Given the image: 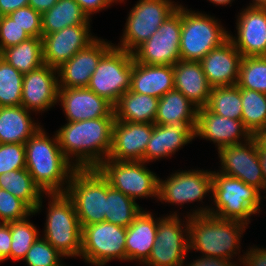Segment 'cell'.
<instances>
[{
	"label": "cell",
	"mask_w": 266,
	"mask_h": 266,
	"mask_svg": "<svg viewBox=\"0 0 266 266\" xmlns=\"http://www.w3.org/2000/svg\"><path fill=\"white\" fill-rule=\"evenodd\" d=\"M180 56L182 60L200 61L229 37L218 18L193 11L181 3Z\"/></svg>",
	"instance_id": "cell-6"
},
{
	"label": "cell",
	"mask_w": 266,
	"mask_h": 266,
	"mask_svg": "<svg viewBox=\"0 0 266 266\" xmlns=\"http://www.w3.org/2000/svg\"><path fill=\"white\" fill-rule=\"evenodd\" d=\"M237 86L266 94V56L242 57Z\"/></svg>",
	"instance_id": "cell-38"
},
{
	"label": "cell",
	"mask_w": 266,
	"mask_h": 266,
	"mask_svg": "<svg viewBox=\"0 0 266 266\" xmlns=\"http://www.w3.org/2000/svg\"><path fill=\"white\" fill-rule=\"evenodd\" d=\"M131 91L161 98L174 90V72L172 65H148L133 62Z\"/></svg>",
	"instance_id": "cell-27"
},
{
	"label": "cell",
	"mask_w": 266,
	"mask_h": 266,
	"mask_svg": "<svg viewBox=\"0 0 266 266\" xmlns=\"http://www.w3.org/2000/svg\"><path fill=\"white\" fill-rule=\"evenodd\" d=\"M126 228L108 222L82 227L80 258L93 266H105L111 260L126 261Z\"/></svg>",
	"instance_id": "cell-12"
},
{
	"label": "cell",
	"mask_w": 266,
	"mask_h": 266,
	"mask_svg": "<svg viewBox=\"0 0 266 266\" xmlns=\"http://www.w3.org/2000/svg\"><path fill=\"white\" fill-rule=\"evenodd\" d=\"M195 128L196 122L154 124L152 135L144 153V162L149 164V162L172 157L183 146L192 143L195 139Z\"/></svg>",
	"instance_id": "cell-23"
},
{
	"label": "cell",
	"mask_w": 266,
	"mask_h": 266,
	"mask_svg": "<svg viewBox=\"0 0 266 266\" xmlns=\"http://www.w3.org/2000/svg\"><path fill=\"white\" fill-rule=\"evenodd\" d=\"M209 193L212 194V170H178L165 180L159 177L157 200L161 203L178 207L198 201L204 203Z\"/></svg>",
	"instance_id": "cell-14"
},
{
	"label": "cell",
	"mask_w": 266,
	"mask_h": 266,
	"mask_svg": "<svg viewBox=\"0 0 266 266\" xmlns=\"http://www.w3.org/2000/svg\"><path fill=\"white\" fill-rule=\"evenodd\" d=\"M172 0H138L127 15L120 42L115 47L133 53L178 8Z\"/></svg>",
	"instance_id": "cell-8"
},
{
	"label": "cell",
	"mask_w": 266,
	"mask_h": 266,
	"mask_svg": "<svg viewBox=\"0 0 266 266\" xmlns=\"http://www.w3.org/2000/svg\"><path fill=\"white\" fill-rule=\"evenodd\" d=\"M206 107L217 115L242 120L241 88L237 85L212 88Z\"/></svg>",
	"instance_id": "cell-35"
},
{
	"label": "cell",
	"mask_w": 266,
	"mask_h": 266,
	"mask_svg": "<svg viewBox=\"0 0 266 266\" xmlns=\"http://www.w3.org/2000/svg\"><path fill=\"white\" fill-rule=\"evenodd\" d=\"M64 256L45 238L38 237L23 259L28 266H63Z\"/></svg>",
	"instance_id": "cell-40"
},
{
	"label": "cell",
	"mask_w": 266,
	"mask_h": 266,
	"mask_svg": "<svg viewBox=\"0 0 266 266\" xmlns=\"http://www.w3.org/2000/svg\"><path fill=\"white\" fill-rule=\"evenodd\" d=\"M32 212L22 200L0 188V223L24 219Z\"/></svg>",
	"instance_id": "cell-41"
},
{
	"label": "cell",
	"mask_w": 266,
	"mask_h": 266,
	"mask_svg": "<svg viewBox=\"0 0 266 266\" xmlns=\"http://www.w3.org/2000/svg\"><path fill=\"white\" fill-rule=\"evenodd\" d=\"M242 123L253 136L266 127V94L241 88Z\"/></svg>",
	"instance_id": "cell-36"
},
{
	"label": "cell",
	"mask_w": 266,
	"mask_h": 266,
	"mask_svg": "<svg viewBox=\"0 0 266 266\" xmlns=\"http://www.w3.org/2000/svg\"><path fill=\"white\" fill-rule=\"evenodd\" d=\"M49 197L44 223L45 238L64 257H80L82 227L72 199L66 193H45Z\"/></svg>",
	"instance_id": "cell-5"
},
{
	"label": "cell",
	"mask_w": 266,
	"mask_h": 266,
	"mask_svg": "<svg viewBox=\"0 0 266 266\" xmlns=\"http://www.w3.org/2000/svg\"><path fill=\"white\" fill-rule=\"evenodd\" d=\"M66 194L74 203L81 227L105 221L107 180L97 168L75 169Z\"/></svg>",
	"instance_id": "cell-7"
},
{
	"label": "cell",
	"mask_w": 266,
	"mask_h": 266,
	"mask_svg": "<svg viewBox=\"0 0 266 266\" xmlns=\"http://www.w3.org/2000/svg\"><path fill=\"white\" fill-rule=\"evenodd\" d=\"M92 20L74 0H58L49 10L41 13L42 34H51L65 27L91 24Z\"/></svg>",
	"instance_id": "cell-31"
},
{
	"label": "cell",
	"mask_w": 266,
	"mask_h": 266,
	"mask_svg": "<svg viewBox=\"0 0 266 266\" xmlns=\"http://www.w3.org/2000/svg\"><path fill=\"white\" fill-rule=\"evenodd\" d=\"M183 266H239L238 261L221 259L217 257L199 256Z\"/></svg>",
	"instance_id": "cell-47"
},
{
	"label": "cell",
	"mask_w": 266,
	"mask_h": 266,
	"mask_svg": "<svg viewBox=\"0 0 266 266\" xmlns=\"http://www.w3.org/2000/svg\"><path fill=\"white\" fill-rule=\"evenodd\" d=\"M0 57L22 74L31 72L44 64L42 39L30 37L16 46L3 49Z\"/></svg>",
	"instance_id": "cell-33"
},
{
	"label": "cell",
	"mask_w": 266,
	"mask_h": 266,
	"mask_svg": "<svg viewBox=\"0 0 266 266\" xmlns=\"http://www.w3.org/2000/svg\"><path fill=\"white\" fill-rule=\"evenodd\" d=\"M133 62V53L113 46L100 59L87 88L114 106L131 88Z\"/></svg>",
	"instance_id": "cell-10"
},
{
	"label": "cell",
	"mask_w": 266,
	"mask_h": 266,
	"mask_svg": "<svg viewBox=\"0 0 266 266\" xmlns=\"http://www.w3.org/2000/svg\"><path fill=\"white\" fill-rule=\"evenodd\" d=\"M142 209L135 200L112 188L107 181L105 222L128 228Z\"/></svg>",
	"instance_id": "cell-34"
},
{
	"label": "cell",
	"mask_w": 266,
	"mask_h": 266,
	"mask_svg": "<svg viewBox=\"0 0 266 266\" xmlns=\"http://www.w3.org/2000/svg\"><path fill=\"white\" fill-rule=\"evenodd\" d=\"M143 161L104 160L97 169L110 186L133 200L158 199L159 177Z\"/></svg>",
	"instance_id": "cell-9"
},
{
	"label": "cell",
	"mask_w": 266,
	"mask_h": 266,
	"mask_svg": "<svg viewBox=\"0 0 266 266\" xmlns=\"http://www.w3.org/2000/svg\"><path fill=\"white\" fill-rule=\"evenodd\" d=\"M23 76L0 57V107L21 105Z\"/></svg>",
	"instance_id": "cell-39"
},
{
	"label": "cell",
	"mask_w": 266,
	"mask_h": 266,
	"mask_svg": "<svg viewBox=\"0 0 266 266\" xmlns=\"http://www.w3.org/2000/svg\"><path fill=\"white\" fill-rule=\"evenodd\" d=\"M105 40L97 37L57 68L59 88H87L100 59L114 46Z\"/></svg>",
	"instance_id": "cell-18"
},
{
	"label": "cell",
	"mask_w": 266,
	"mask_h": 266,
	"mask_svg": "<svg viewBox=\"0 0 266 266\" xmlns=\"http://www.w3.org/2000/svg\"><path fill=\"white\" fill-rule=\"evenodd\" d=\"M35 214L32 212L24 219L9 222L11 232L10 258L13 261H22L36 239L41 236L38 228L29 221V217H33Z\"/></svg>",
	"instance_id": "cell-37"
},
{
	"label": "cell",
	"mask_w": 266,
	"mask_h": 266,
	"mask_svg": "<svg viewBox=\"0 0 266 266\" xmlns=\"http://www.w3.org/2000/svg\"><path fill=\"white\" fill-rule=\"evenodd\" d=\"M113 3H123L125 0H111Z\"/></svg>",
	"instance_id": "cell-54"
},
{
	"label": "cell",
	"mask_w": 266,
	"mask_h": 266,
	"mask_svg": "<svg viewBox=\"0 0 266 266\" xmlns=\"http://www.w3.org/2000/svg\"><path fill=\"white\" fill-rule=\"evenodd\" d=\"M8 16L16 21V23L23 28L30 37L41 38V13L35 11L31 6L19 8L8 14Z\"/></svg>",
	"instance_id": "cell-43"
},
{
	"label": "cell",
	"mask_w": 266,
	"mask_h": 266,
	"mask_svg": "<svg viewBox=\"0 0 266 266\" xmlns=\"http://www.w3.org/2000/svg\"><path fill=\"white\" fill-rule=\"evenodd\" d=\"M159 98L126 91L114 105V117L132 123H153L157 115Z\"/></svg>",
	"instance_id": "cell-29"
},
{
	"label": "cell",
	"mask_w": 266,
	"mask_h": 266,
	"mask_svg": "<svg viewBox=\"0 0 266 266\" xmlns=\"http://www.w3.org/2000/svg\"><path fill=\"white\" fill-rule=\"evenodd\" d=\"M212 4H216V5H222V6H226L227 4H229L231 6L232 2L235 0H207Z\"/></svg>",
	"instance_id": "cell-53"
},
{
	"label": "cell",
	"mask_w": 266,
	"mask_h": 266,
	"mask_svg": "<svg viewBox=\"0 0 266 266\" xmlns=\"http://www.w3.org/2000/svg\"><path fill=\"white\" fill-rule=\"evenodd\" d=\"M42 126L25 143L26 169L43 193H66L76 169L63 155L58 138Z\"/></svg>",
	"instance_id": "cell-2"
},
{
	"label": "cell",
	"mask_w": 266,
	"mask_h": 266,
	"mask_svg": "<svg viewBox=\"0 0 266 266\" xmlns=\"http://www.w3.org/2000/svg\"><path fill=\"white\" fill-rule=\"evenodd\" d=\"M58 0H29L28 6H31L35 11L43 13L51 9Z\"/></svg>",
	"instance_id": "cell-49"
},
{
	"label": "cell",
	"mask_w": 266,
	"mask_h": 266,
	"mask_svg": "<svg viewBox=\"0 0 266 266\" xmlns=\"http://www.w3.org/2000/svg\"><path fill=\"white\" fill-rule=\"evenodd\" d=\"M79 4L83 12L92 20L91 16L110 8L111 5H114L111 0H74Z\"/></svg>",
	"instance_id": "cell-45"
},
{
	"label": "cell",
	"mask_w": 266,
	"mask_h": 266,
	"mask_svg": "<svg viewBox=\"0 0 266 266\" xmlns=\"http://www.w3.org/2000/svg\"><path fill=\"white\" fill-rule=\"evenodd\" d=\"M248 226L242 222L222 219L215 215H195L188 217L189 251L200 256L217 257L233 261L243 258L241 237ZM239 258V259H238Z\"/></svg>",
	"instance_id": "cell-4"
},
{
	"label": "cell",
	"mask_w": 266,
	"mask_h": 266,
	"mask_svg": "<svg viewBox=\"0 0 266 266\" xmlns=\"http://www.w3.org/2000/svg\"><path fill=\"white\" fill-rule=\"evenodd\" d=\"M241 59L242 55L228 38L199 62L209 85L214 88L237 85Z\"/></svg>",
	"instance_id": "cell-24"
},
{
	"label": "cell",
	"mask_w": 266,
	"mask_h": 266,
	"mask_svg": "<svg viewBox=\"0 0 266 266\" xmlns=\"http://www.w3.org/2000/svg\"><path fill=\"white\" fill-rule=\"evenodd\" d=\"M22 105L0 107V143L25 144L42 126Z\"/></svg>",
	"instance_id": "cell-28"
},
{
	"label": "cell",
	"mask_w": 266,
	"mask_h": 266,
	"mask_svg": "<svg viewBox=\"0 0 266 266\" xmlns=\"http://www.w3.org/2000/svg\"><path fill=\"white\" fill-rule=\"evenodd\" d=\"M254 139L256 140L259 152L266 153V127L258 130L254 135Z\"/></svg>",
	"instance_id": "cell-50"
},
{
	"label": "cell",
	"mask_w": 266,
	"mask_h": 266,
	"mask_svg": "<svg viewBox=\"0 0 266 266\" xmlns=\"http://www.w3.org/2000/svg\"><path fill=\"white\" fill-rule=\"evenodd\" d=\"M198 107L177 90L168 91L159 98L154 124L197 122Z\"/></svg>",
	"instance_id": "cell-32"
},
{
	"label": "cell",
	"mask_w": 266,
	"mask_h": 266,
	"mask_svg": "<svg viewBox=\"0 0 266 266\" xmlns=\"http://www.w3.org/2000/svg\"><path fill=\"white\" fill-rule=\"evenodd\" d=\"M28 33L8 15L0 16V52L29 39Z\"/></svg>",
	"instance_id": "cell-44"
},
{
	"label": "cell",
	"mask_w": 266,
	"mask_h": 266,
	"mask_svg": "<svg viewBox=\"0 0 266 266\" xmlns=\"http://www.w3.org/2000/svg\"><path fill=\"white\" fill-rule=\"evenodd\" d=\"M59 103L68 122L114 117V106L88 88H59Z\"/></svg>",
	"instance_id": "cell-22"
},
{
	"label": "cell",
	"mask_w": 266,
	"mask_h": 266,
	"mask_svg": "<svg viewBox=\"0 0 266 266\" xmlns=\"http://www.w3.org/2000/svg\"><path fill=\"white\" fill-rule=\"evenodd\" d=\"M90 26L73 25L51 34H42L44 64L57 69L78 51L86 48L97 38L92 35Z\"/></svg>",
	"instance_id": "cell-16"
},
{
	"label": "cell",
	"mask_w": 266,
	"mask_h": 266,
	"mask_svg": "<svg viewBox=\"0 0 266 266\" xmlns=\"http://www.w3.org/2000/svg\"><path fill=\"white\" fill-rule=\"evenodd\" d=\"M174 89L181 92L198 108L208 104L212 87L199 61L180 59L173 65Z\"/></svg>",
	"instance_id": "cell-26"
},
{
	"label": "cell",
	"mask_w": 266,
	"mask_h": 266,
	"mask_svg": "<svg viewBox=\"0 0 266 266\" xmlns=\"http://www.w3.org/2000/svg\"><path fill=\"white\" fill-rule=\"evenodd\" d=\"M153 128V123H132L115 119L112 147L107 159L144 162V153Z\"/></svg>",
	"instance_id": "cell-21"
},
{
	"label": "cell",
	"mask_w": 266,
	"mask_h": 266,
	"mask_svg": "<svg viewBox=\"0 0 266 266\" xmlns=\"http://www.w3.org/2000/svg\"><path fill=\"white\" fill-rule=\"evenodd\" d=\"M259 160H260V165L264 177V182L266 185V153L265 152H259Z\"/></svg>",
	"instance_id": "cell-51"
},
{
	"label": "cell",
	"mask_w": 266,
	"mask_h": 266,
	"mask_svg": "<svg viewBox=\"0 0 266 266\" xmlns=\"http://www.w3.org/2000/svg\"><path fill=\"white\" fill-rule=\"evenodd\" d=\"M26 168L25 144L0 143V175Z\"/></svg>",
	"instance_id": "cell-42"
},
{
	"label": "cell",
	"mask_w": 266,
	"mask_h": 266,
	"mask_svg": "<svg viewBox=\"0 0 266 266\" xmlns=\"http://www.w3.org/2000/svg\"><path fill=\"white\" fill-rule=\"evenodd\" d=\"M243 10V11H242ZM236 16V32L229 39L242 57L266 56V7H248Z\"/></svg>",
	"instance_id": "cell-19"
},
{
	"label": "cell",
	"mask_w": 266,
	"mask_h": 266,
	"mask_svg": "<svg viewBox=\"0 0 266 266\" xmlns=\"http://www.w3.org/2000/svg\"><path fill=\"white\" fill-rule=\"evenodd\" d=\"M217 152L221 166L218 172L238 178L266 194L259 147L253 136L243 143L222 147Z\"/></svg>",
	"instance_id": "cell-15"
},
{
	"label": "cell",
	"mask_w": 266,
	"mask_h": 266,
	"mask_svg": "<svg viewBox=\"0 0 266 266\" xmlns=\"http://www.w3.org/2000/svg\"><path fill=\"white\" fill-rule=\"evenodd\" d=\"M167 213L158 220L156 241L143 266H183L189 252L188 217ZM183 221V222H182Z\"/></svg>",
	"instance_id": "cell-11"
},
{
	"label": "cell",
	"mask_w": 266,
	"mask_h": 266,
	"mask_svg": "<svg viewBox=\"0 0 266 266\" xmlns=\"http://www.w3.org/2000/svg\"><path fill=\"white\" fill-rule=\"evenodd\" d=\"M58 71L47 64L23 76L21 105L29 111L47 112L58 103Z\"/></svg>",
	"instance_id": "cell-17"
},
{
	"label": "cell",
	"mask_w": 266,
	"mask_h": 266,
	"mask_svg": "<svg viewBox=\"0 0 266 266\" xmlns=\"http://www.w3.org/2000/svg\"><path fill=\"white\" fill-rule=\"evenodd\" d=\"M252 3L247 5L248 7H266V0H251Z\"/></svg>",
	"instance_id": "cell-52"
},
{
	"label": "cell",
	"mask_w": 266,
	"mask_h": 266,
	"mask_svg": "<svg viewBox=\"0 0 266 266\" xmlns=\"http://www.w3.org/2000/svg\"><path fill=\"white\" fill-rule=\"evenodd\" d=\"M210 197L215 206L212 203L211 206H196L197 209L193 208L186 216L211 214L222 219L242 222L248 226L251 217L262 212L259 209L263 206L262 200L266 199L256 187L215 170L212 171Z\"/></svg>",
	"instance_id": "cell-3"
},
{
	"label": "cell",
	"mask_w": 266,
	"mask_h": 266,
	"mask_svg": "<svg viewBox=\"0 0 266 266\" xmlns=\"http://www.w3.org/2000/svg\"><path fill=\"white\" fill-rule=\"evenodd\" d=\"M152 212L142 209L126 228V261H137L139 265L148 259L156 241L158 220Z\"/></svg>",
	"instance_id": "cell-25"
},
{
	"label": "cell",
	"mask_w": 266,
	"mask_h": 266,
	"mask_svg": "<svg viewBox=\"0 0 266 266\" xmlns=\"http://www.w3.org/2000/svg\"><path fill=\"white\" fill-rule=\"evenodd\" d=\"M11 232L9 223H0V262L10 258Z\"/></svg>",
	"instance_id": "cell-46"
},
{
	"label": "cell",
	"mask_w": 266,
	"mask_h": 266,
	"mask_svg": "<svg viewBox=\"0 0 266 266\" xmlns=\"http://www.w3.org/2000/svg\"><path fill=\"white\" fill-rule=\"evenodd\" d=\"M181 5L134 52L136 62L148 65H175L180 59Z\"/></svg>",
	"instance_id": "cell-13"
},
{
	"label": "cell",
	"mask_w": 266,
	"mask_h": 266,
	"mask_svg": "<svg viewBox=\"0 0 266 266\" xmlns=\"http://www.w3.org/2000/svg\"><path fill=\"white\" fill-rule=\"evenodd\" d=\"M195 138L212 141L217 150L222 147L240 144L252 135L241 120L226 118L211 112L206 106L198 108Z\"/></svg>",
	"instance_id": "cell-20"
},
{
	"label": "cell",
	"mask_w": 266,
	"mask_h": 266,
	"mask_svg": "<svg viewBox=\"0 0 266 266\" xmlns=\"http://www.w3.org/2000/svg\"><path fill=\"white\" fill-rule=\"evenodd\" d=\"M115 117L68 122L55 131L63 155L76 169L97 168L110 155Z\"/></svg>",
	"instance_id": "cell-1"
},
{
	"label": "cell",
	"mask_w": 266,
	"mask_h": 266,
	"mask_svg": "<svg viewBox=\"0 0 266 266\" xmlns=\"http://www.w3.org/2000/svg\"><path fill=\"white\" fill-rule=\"evenodd\" d=\"M29 0H0V16L28 6Z\"/></svg>",
	"instance_id": "cell-48"
},
{
	"label": "cell",
	"mask_w": 266,
	"mask_h": 266,
	"mask_svg": "<svg viewBox=\"0 0 266 266\" xmlns=\"http://www.w3.org/2000/svg\"><path fill=\"white\" fill-rule=\"evenodd\" d=\"M0 188L22 200L36 214L44 207L43 197L47 198L26 168L0 175Z\"/></svg>",
	"instance_id": "cell-30"
}]
</instances>
